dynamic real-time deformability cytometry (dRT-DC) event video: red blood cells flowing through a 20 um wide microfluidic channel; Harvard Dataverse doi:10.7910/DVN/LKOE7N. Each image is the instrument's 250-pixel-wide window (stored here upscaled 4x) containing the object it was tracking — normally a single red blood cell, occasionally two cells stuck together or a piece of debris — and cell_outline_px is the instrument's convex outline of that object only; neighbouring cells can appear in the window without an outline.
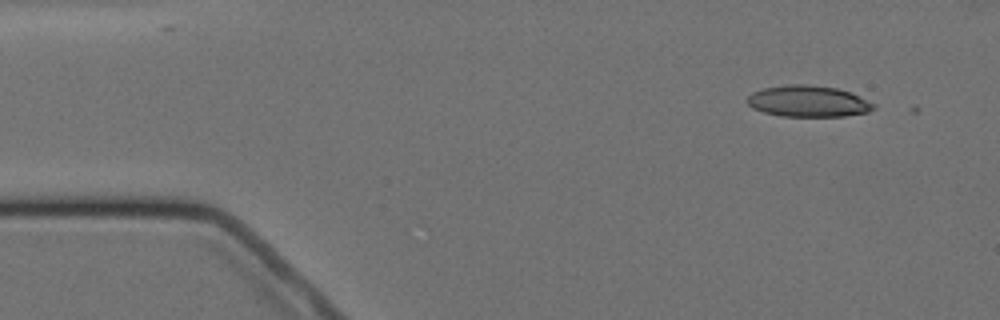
{"species": "Egyptian fruit bat (a non-hibernating species)", "species_latin": "Rousettus aegyptiacus", "temperature_condition": "cold", "stored_images_in_passage": 3, "camera_frame_rate_fps": 3000, "um_per_image_px": 0.085, "animal": {"sex": "female"}, "frame": {"image": 1, "passage_image": 1, "time_ms": 0.0, "image_size_px": [1000, 320], "cell_outline_px": [[876, 108], [868, 112], [844, 116], [780, 116], [764, 112], [752, 108], [748, 104], [748, 96], [752, 92], [764, 88], [788, 84], [804, 84], [836, 88], [852, 92], [876, 104]], "centroid_in_image_um": [68.72, 8.61], "position_along_channel_um": 16.3, "area_um2": 23.12}}